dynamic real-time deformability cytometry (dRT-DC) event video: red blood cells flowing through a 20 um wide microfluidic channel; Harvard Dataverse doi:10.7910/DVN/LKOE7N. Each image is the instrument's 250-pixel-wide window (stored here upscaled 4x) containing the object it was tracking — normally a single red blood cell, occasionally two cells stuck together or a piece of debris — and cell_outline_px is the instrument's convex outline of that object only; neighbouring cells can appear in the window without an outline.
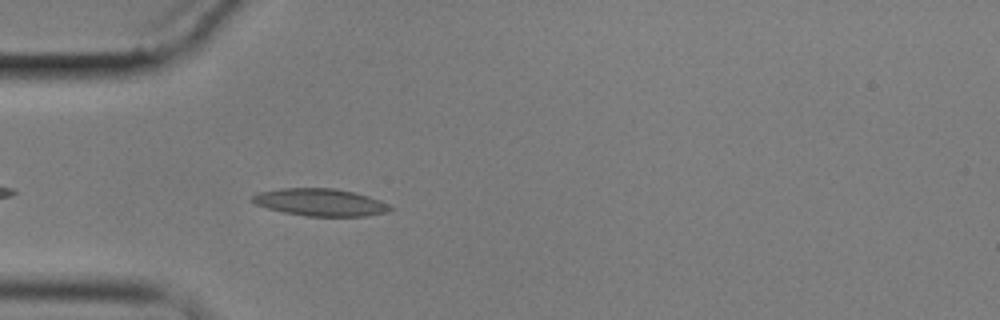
{"species": "common noctule bat (a hibernating species)", "species_latin": "Nyctalus noctula", "temperature_condition": "cold", "stored_images_in_passage": 4, "camera_frame_rate_fps": 3000, "um_per_image_px": 0.085, "animal": {"sex": "male", "body_mass_g": 17.9}, "frame": {"image": 1, "passage_image": 4, "time_ms": 3.667, "image_size_px": [1000, 320], "cell_outline_px": [[396, 208], [388, 212], [368, 216], [308, 216], [284, 212], [268, 208], [256, 204], [252, 200], [252, 196], [256, 192], [280, 188], [336, 188], [368, 196], [380, 200]], "centroid_in_image_um": [27.25, 17.19], "position_along_channel_um": 57.7, "area_um2": 22.02}}